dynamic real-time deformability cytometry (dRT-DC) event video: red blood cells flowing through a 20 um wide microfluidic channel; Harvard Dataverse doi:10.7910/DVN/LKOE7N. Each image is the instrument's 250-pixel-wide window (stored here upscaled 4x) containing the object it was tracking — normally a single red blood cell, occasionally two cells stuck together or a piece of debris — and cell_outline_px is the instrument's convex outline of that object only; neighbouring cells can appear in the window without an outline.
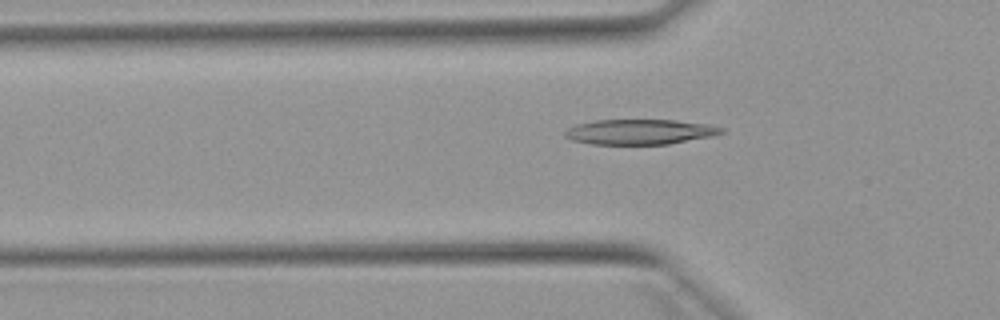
{"species": "Egyptian fruit bat (a non-hibernating species)", "species_latin": "Rousettus aegyptiacus", "temperature_condition": "warm", "stored_images_in_passage": 42, "camera_frame_rate_fps": 3000, "um_per_image_px": 0.085, "animal": {"sex": "female"}, "frame": {"image": 1, "passage_image": 7, "time_ms": 2.0, "image_size_px": [1000, 320], "cell_outline_px": [[724, 132], [712, 136], [668, 144], [592, 144], [572, 140], [564, 136], [564, 132], [568, 128], [576, 124], [596, 120], [676, 120], [712, 124], [724, 128]], "centroid_in_image_um": [54.41, 11.2], "position_along_channel_um": 71.4, "area_um2": 23.0}}
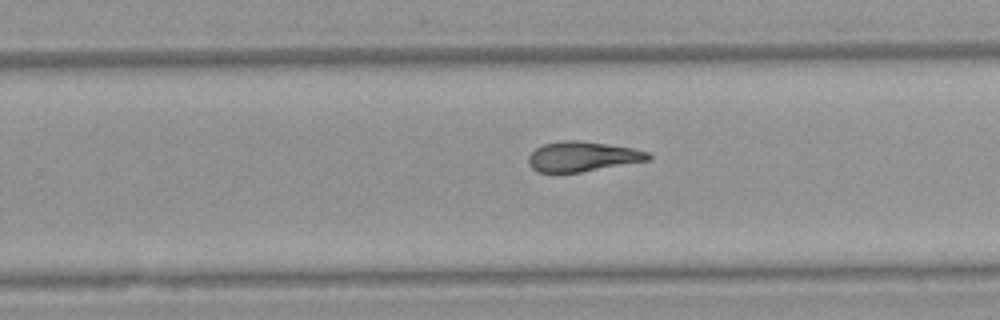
{"frame": {"image": 2, "passage_image": 23, "time_ms": 7.333, "image_size_px": [1000, 320], "cell_outline_px": [[652, 160], [580, 172], [536, 172], [528, 164], [528, 156], [536, 148], [544, 144], [564, 140], [580, 140], [608, 144], [632, 148], [648, 152], [652, 156]], "centroid_in_image_um": [49.52, 13.3], "position_along_channel_um": 280.3, "area_um2": 20.98}}
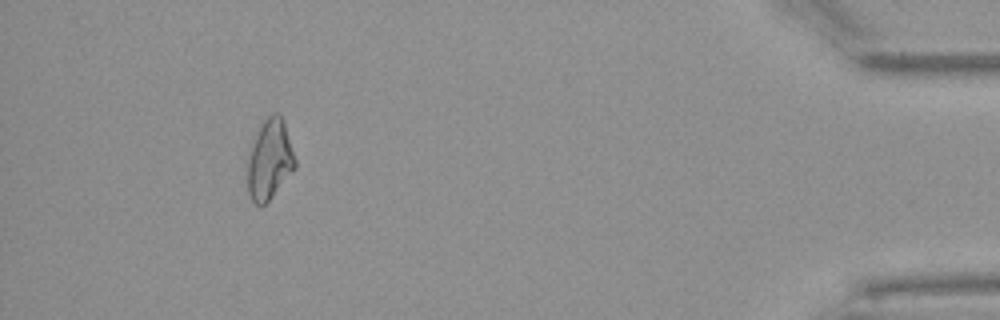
{"frame": {"image": 3, "passage_image": 38, "time_ms": 12.333, "image_size_px": [1000, 320], "cell_outline_px": [[296, 168], [268, 200], [264, 204], [256, 204], [252, 200], [248, 192], [248, 160], [252, 144], [256, 132], [260, 124], [272, 112], [280, 112], [284, 120], [296, 160]], "centroid_in_image_um": [22.94, 13.5], "position_along_channel_um": 412.3, "area_um2": 22.08}, "authors_computed_cell_mechanics": {"area_um2": 21.8773, "velocity_mm_per_s": 3.9183, "shape_relaxation_time_tau1_ms": null, "shape_relaxation_time_tau2_ms": 7.8436, "deformation_change_tau1": null, "deformation_change_tau2": 0.2003}}